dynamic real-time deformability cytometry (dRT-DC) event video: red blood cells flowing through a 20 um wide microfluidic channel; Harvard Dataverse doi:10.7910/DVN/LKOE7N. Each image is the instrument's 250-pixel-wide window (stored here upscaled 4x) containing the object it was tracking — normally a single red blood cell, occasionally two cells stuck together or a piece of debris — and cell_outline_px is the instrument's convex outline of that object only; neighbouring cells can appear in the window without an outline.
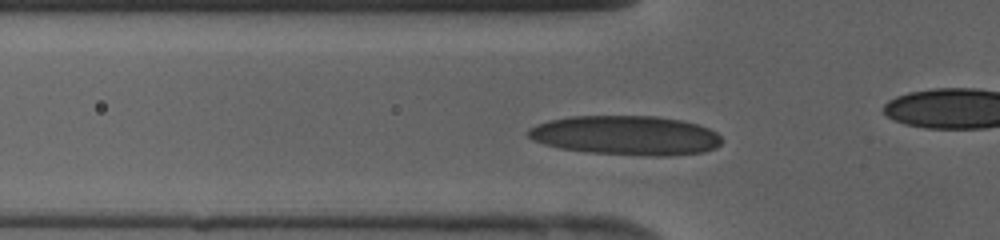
{"species": "human", "species_latin": "Homo sapiens", "temperature_condition": "cold", "stored_images_in_passage": 37, "camera_frame_rate_fps": 3000, "um_per_image_px": 0.085, "donor": {"sex": "female"}, "frame": {"image": 1, "passage_image": 8, "time_ms": 2.333, "image_size_px": [1000, 240], "cell_outline_px": [[724, 140], [716, 148], [704, 152], [668, 156], [652, 156], [588, 152], [560, 148], [544, 144], [532, 140], [528, 136], [528, 128], [536, 124], [548, 120], [568, 116], [656, 116], [680, 120], [696, 124], [708, 128], [716, 132]], "centroid_in_image_um": [53.2, 11.51], "position_along_channel_um": 72.6, "area_um2": 44.62}}
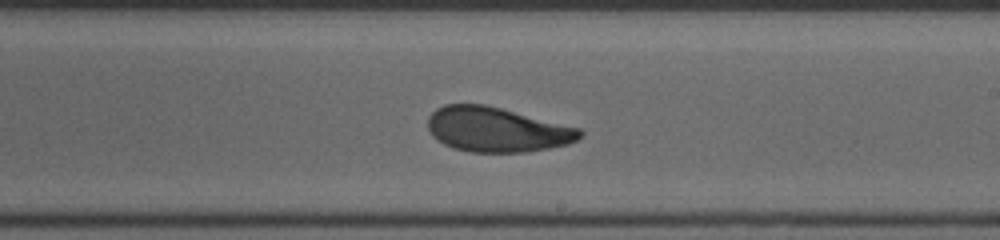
{"frame": {"image": 2, "passage_image": 19, "time_ms": 6.0, "image_size_px": [1000, 240], "cell_outline_px": [[584, 136], [568, 144], [548, 148], [524, 152], [468, 152], [452, 148], [444, 144], [432, 136], [428, 128], [428, 116], [436, 108], [444, 104], [484, 104], [580, 128], [584, 132]], "centroid_in_image_um": [42.21, 11.02], "position_along_channel_um": 246.8, "area_um2": 39.65}}
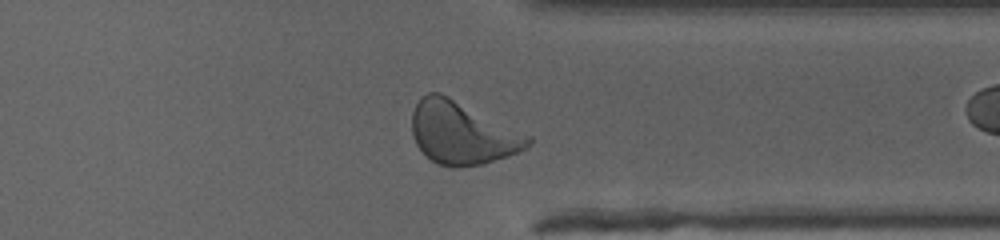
{"frame": {"image": 3, "passage_image": 27, "time_ms": 8.667, "image_size_px": [1000, 240], "cell_outline_px": [[532, 144], [528, 148], [508, 156], [480, 164], [456, 168], [452, 168], [436, 164], [424, 156], [416, 144], [412, 136], [412, 112], [420, 96], [428, 92], [440, 92], [532, 136]], "centroid_in_image_um": [39.27, 11.31], "position_along_channel_um": 372.1, "area_um2": 42.77}}